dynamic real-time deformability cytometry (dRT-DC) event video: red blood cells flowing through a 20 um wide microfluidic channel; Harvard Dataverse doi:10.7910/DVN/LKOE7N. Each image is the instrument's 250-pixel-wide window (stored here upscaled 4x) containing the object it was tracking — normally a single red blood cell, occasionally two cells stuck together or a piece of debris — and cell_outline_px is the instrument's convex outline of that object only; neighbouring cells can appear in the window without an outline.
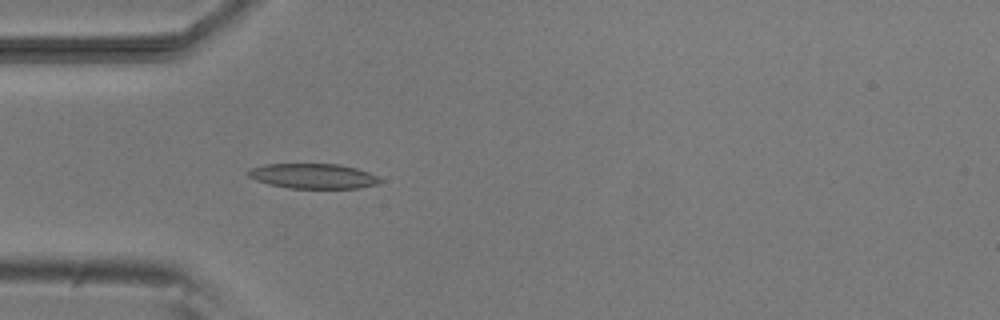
{"species": "common noctule bat (a hibernating species)", "species_latin": "Nyctalus noctula", "temperature_condition": "room temperature", "stored_images_in_passage": 5, "camera_frame_rate_fps": 3000, "um_per_image_px": 0.085, "animal": {"sex": "male", "body_mass_g": 20.5, "forearm_length_mm": 52.5}, "frame": {"image": 1, "passage_image": 5, "time_ms": 4.667, "image_size_px": [1000, 320], "cell_outline_px": [[384, 180], [380, 184], [356, 188], [288, 188], [268, 184], [256, 180], [248, 176], [248, 172], [252, 168], [264, 164], [340, 164], [356, 168], [368, 172]], "centroid_in_image_um": [26.65, 14.97], "position_along_channel_um": 58.4, "area_um2": 19.19}}